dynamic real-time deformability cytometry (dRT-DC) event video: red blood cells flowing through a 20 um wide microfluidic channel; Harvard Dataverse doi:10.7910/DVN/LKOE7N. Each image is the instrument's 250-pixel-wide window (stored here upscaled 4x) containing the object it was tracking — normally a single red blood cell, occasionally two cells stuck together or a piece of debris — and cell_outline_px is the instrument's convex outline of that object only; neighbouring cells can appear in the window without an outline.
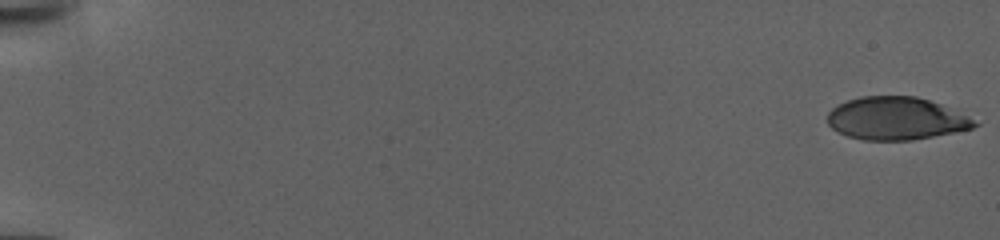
{"species": "human", "species_latin": "Homo sapiens", "temperature_condition": "warm", "stored_images_in_passage": 141, "camera_frame_rate_fps": 3000, "um_per_image_px": 0.085, "donor": {"sex": "female"}, "frame": {"image": 1, "passage_image": 1, "time_ms": 0.0, "image_size_px": [1000, 240], "cell_outline_px": [[984, 120], [980, 124], [972, 128], [912, 140], [864, 140], [848, 136], [832, 128], [828, 124], [828, 112], [832, 108], [848, 100], [860, 96], [916, 96], [940, 104]], "centroid_in_image_um": [76.25, 10.06], "position_along_channel_um": 8.8, "area_um2": 36.82}}
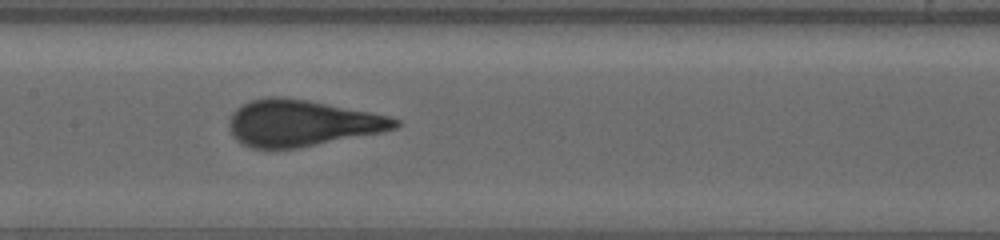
{"frame": {"image": 2, "passage_image": 75, "time_ms": 24.667, "image_size_px": [1000, 240], "cell_outline_px": [[400, 124], [396, 128], [384, 132], [300, 148], [252, 148], [236, 140], [232, 136], [228, 128], [228, 120], [232, 112], [236, 108], [252, 100], [268, 96], [284, 96], [308, 100], [372, 112], [388, 116], [400, 120]], "centroid_in_image_um": [25.65, 10.46], "position_along_channel_um": 181.8, "area_um2": 45.26}}
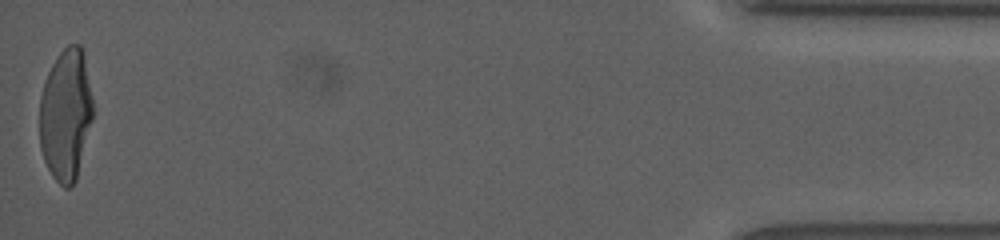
{"frame": {"image": 3, "passage_image": 140, "time_ms": 46.333, "image_size_px": [1000, 240], "cell_outline_px": [[92, 120], [76, 180], [68, 188], [64, 188], [52, 176], [44, 160], [40, 148], [40, 96], [48, 72], [52, 64], [60, 52], [68, 44], [80, 44], [84, 52], [92, 96]], "centroid_in_image_um": [5.59, 9.73], "position_along_channel_um": 429.6, "area_um2": 40.92}}